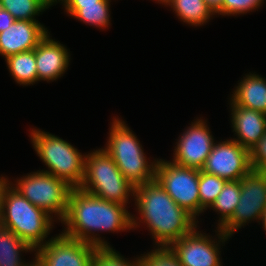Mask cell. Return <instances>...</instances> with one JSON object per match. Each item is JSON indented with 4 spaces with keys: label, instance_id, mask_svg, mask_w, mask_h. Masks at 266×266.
<instances>
[{
    "label": "cell",
    "instance_id": "cell-2",
    "mask_svg": "<svg viewBox=\"0 0 266 266\" xmlns=\"http://www.w3.org/2000/svg\"><path fill=\"white\" fill-rule=\"evenodd\" d=\"M139 219L150 229L158 246H170L197 227L196 219L181 208L157 182L135 187Z\"/></svg>",
    "mask_w": 266,
    "mask_h": 266
},
{
    "label": "cell",
    "instance_id": "cell-17",
    "mask_svg": "<svg viewBox=\"0 0 266 266\" xmlns=\"http://www.w3.org/2000/svg\"><path fill=\"white\" fill-rule=\"evenodd\" d=\"M243 78L230 102L266 114V80L254 73Z\"/></svg>",
    "mask_w": 266,
    "mask_h": 266
},
{
    "label": "cell",
    "instance_id": "cell-6",
    "mask_svg": "<svg viewBox=\"0 0 266 266\" xmlns=\"http://www.w3.org/2000/svg\"><path fill=\"white\" fill-rule=\"evenodd\" d=\"M32 145L49 170H42L79 188L85 175V156L67 141L55 135L32 129Z\"/></svg>",
    "mask_w": 266,
    "mask_h": 266
},
{
    "label": "cell",
    "instance_id": "cell-23",
    "mask_svg": "<svg viewBox=\"0 0 266 266\" xmlns=\"http://www.w3.org/2000/svg\"><path fill=\"white\" fill-rule=\"evenodd\" d=\"M50 6L45 0H0V7L7 10L15 20L38 21L34 16Z\"/></svg>",
    "mask_w": 266,
    "mask_h": 266
},
{
    "label": "cell",
    "instance_id": "cell-32",
    "mask_svg": "<svg viewBox=\"0 0 266 266\" xmlns=\"http://www.w3.org/2000/svg\"><path fill=\"white\" fill-rule=\"evenodd\" d=\"M8 179L4 178L3 176L0 177V221H1V215H2V197L4 193L5 187L9 184Z\"/></svg>",
    "mask_w": 266,
    "mask_h": 266
},
{
    "label": "cell",
    "instance_id": "cell-22",
    "mask_svg": "<svg viewBox=\"0 0 266 266\" xmlns=\"http://www.w3.org/2000/svg\"><path fill=\"white\" fill-rule=\"evenodd\" d=\"M109 3L110 0H100L98 5L65 6V10L70 16L83 21L85 24L104 29L110 24Z\"/></svg>",
    "mask_w": 266,
    "mask_h": 266
},
{
    "label": "cell",
    "instance_id": "cell-5",
    "mask_svg": "<svg viewBox=\"0 0 266 266\" xmlns=\"http://www.w3.org/2000/svg\"><path fill=\"white\" fill-rule=\"evenodd\" d=\"M79 188L122 205H127L129 196L135 193V187L123 176L113 158L101 148L85 156V175Z\"/></svg>",
    "mask_w": 266,
    "mask_h": 266
},
{
    "label": "cell",
    "instance_id": "cell-35",
    "mask_svg": "<svg viewBox=\"0 0 266 266\" xmlns=\"http://www.w3.org/2000/svg\"><path fill=\"white\" fill-rule=\"evenodd\" d=\"M45 1L52 6L55 2L57 3L58 1L60 2L62 0H58V1L57 0H45Z\"/></svg>",
    "mask_w": 266,
    "mask_h": 266
},
{
    "label": "cell",
    "instance_id": "cell-29",
    "mask_svg": "<svg viewBox=\"0 0 266 266\" xmlns=\"http://www.w3.org/2000/svg\"><path fill=\"white\" fill-rule=\"evenodd\" d=\"M14 17L4 8L0 7V33L11 26Z\"/></svg>",
    "mask_w": 266,
    "mask_h": 266
},
{
    "label": "cell",
    "instance_id": "cell-12",
    "mask_svg": "<svg viewBox=\"0 0 266 266\" xmlns=\"http://www.w3.org/2000/svg\"><path fill=\"white\" fill-rule=\"evenodd\" d=\"M196 228L170 245L177 254L180 264L182 266H222L219 244L227 241L230 236L225 235L218 228L217 235L220 240L217 243L211 240L210 236L199 233Z\"/></svg>",
    "mask_w": 266,
    "mask_h": 266
},
{
    "label": "cell",
    "instance_id": "cell-24",
    "mask_svg": "<svg viewBox=\"0 0 266 266\" xmlns=\"http://www.w3.org/2000/svg\"><path fill=\"white\" fill-rule=\"evenodd\" d=\"M226 182L227 180L223 178L199 170L198 192L200 197V213L211 207Z\"/></svg>",
    "mask_w": 266,
    "mask_h": 266
},
{
    "label": "cell",
    "instance_id": "cell-8",
    "mask_svg": "<svg viewBox=\"0 0 266 266\" xmlns=\"http://www.w3.org/2000/svg\"><path fill=\"white\" fill-rule=\"evenodd\" d=\"M155 179L167 194L195 219L200 214L199 169L159 159Z\"/></svg>",
    "mask_w": 266,
    "mask_h": 266
},
{
    "label": "cell",
    "instance_id": "cell-34",
    "mask_svg": "<svg viewBox=\"0 0 266 266\" xmlns=\"http://www.w3.org/2000/svg\"><path fill=\"white\" fill-rule=\"evenodd\" d=\"M27 266H44V265L42 264V262L37 257H35V260L28 263Z\"/></svg>",
    "mask_w": 266,
    "mask_h": 266
},
{
    "label": "cell",
    "instance_id": "cell-3",
    "mask_svg": "<svg viewBox=\"0 0 266 266\" xmlns=\"http://www.w3.org/2000/svg\"><path fill=\"white\" fill-rule=\"evenodd\" d=\"M52 219L44 210L23 197L11 184L5 187L0 224L13 231L34 251L46 243L44 240L53 228Z\"/></svg>",
    "mask_w": 266,
    "mask_h": 266
},
{
    "label": "cell",
    "instance_id": "cell-9",
    "mask_svg": "<svg viewBox=\"0 0 266 266\" xmlns=\"http://www.w3.org/2000/svg\"><path fill=\"white\" fill-rule=\"evenodd\" d=\"M240 180L239 203L233 216L220 228L225 235L230 237L248 221L260 220V216L266 208V172L252 169Z\"/></svg>",
    "mask_w": 266,
    "mask_h": 266
},
{
    "label": "cell",
    "instance_id": "cell-26",
    "mask_svg": "<svg viewBox=\"0 0 266 266\" xmlns=\"http://www.w3.org/2000/svg\"><path fill=\"white\" fill-rule=\"evenodd\" d=\"M92 266H140L139 257L135 261H127L111 246L97 247Z\"/></svg>",
    "mask_w": 266,
    "mask_h": 266
},
{
    "label": "cell",
    "instance_id": "cell-27",
    "mask_svg": "<svg viewBox=\"0 0 266 266\" xmlns=\"http://www.w3.org/2000/svg\"><path fill=\"white\" fill-rule=\"evenodd\" d=\"M264 0H223L219 15H239L261 7Z\"/></svg>",
    "mask_w": 266,
    "mask_h": 266
},
{
    "label": "cell",
    "instance_id": "cell-4",
    "mask_svg": "<svg viewBox=\"0 0 266 266\" xmlns=\"http://www.w3.org/2000/svg\"><path fill=\"white\" fill-rule=\"evenodd\" d=\"M104 150L113 158L123 176L134 186L155 180L158 160L148 164L137 137L119 118H113Z\"/></svg>",
    "mask_w": 266,
    "mask_h": 266
},
{
    "label": "cell",
    "instance_id": "cell-31",
    "mask_svg": "<svg viewBox=\"0 0 266 266\" xmlns=\"http://www.w3.org/2000/svg\"><path fill=\"white\" fill-rule=\"evenodd\" d=\"M204 2L211 9V11L215 14L221 9L223 0H204Z\"/></svg>",
    "mask_w": 266,
    "mask_h": 266
},
{
    "label": "cell",
    "instance_id": "cell-16",
    "mask_svg": "<svg viewBox=\"0 0 266 266\" xmlns=\"http://www.w3.org/2000/svg\"><path fill=\"white\" fill-rule=\"evenodd\" d=\"M230 104L232 108V127L237 135V139L234 138L233 140L250 150L265 134L266 114L236 106L233 103Z\"/></svg>",
    "mask_w": 266,
    "mask_h": 266
},
{
    "label": "cell",
    "instance_id": "cell-28",
    "mask_svg": "<svg viewBox=\"0 0 266 266\" xmlns=\"http://www.w3.org/2000/svg\"><path fill=\"white\" fill-rule=\"evenodd\" d=\"M250 162L253 170L266 172V131L259 142L250 149Z\"/></svg>",
    "mask_w": 266,
    "mask_h": 266
},
{
    "label": "cell",
    "instance_id": "cell-18",
    "mask_svg": "<svg viewBox=\"0 0 266 266\" xmlns=\"http://www.w3.org/2000/svg\"><path fill=\"white\" fill-rule=\"evenodd\" d=\"M13 231L0 224V266H27L20 258L21 251H33Z\"/></svg>",
    "mask_w": 266,
    "mask_h": 266
},
{
    "label": "cell",
    "instance_id": "cell-25",
    "mask_svg": "<svg viewBox=\"0 0 266 266\" xmlns=\"http://www.w3.org/2000/svg\"><path fill=\"white\" fill-rule=\"evenodd\" d=\"M140 266H182L170 246H158L152 252L139 257Z\"/></svg>",
    "mask_w": 266,
    "mask_h": 266
},
{
    "label": "cell",
    "instance_id": "cell-14",
    "mask_svg": "<svg viewBox=\"0 0 266 266\" xmlns=\"http://www.w3.org/2000/svg\"><path fill=\"white\" fill-rule=\"evenodd\" d=\"M49 33L38 21L15 20L0 33V55L5 58L31 51Z\"/></svg>",
    "mask_w": 266,
    "mask_h": 266
},
{
    "label": "cell",
    "instance_id": "cell-10",
    "mask_svg": "<svg viewBox=\"0 0 266 266\" xmlns=\"http://www.w3.org/2000/svg\"><path fill=\"white\" fill-rule=\"evenodd\" d=\"M201 170L227 181L240 180L252 170L250 150L233 139L214 143Z\"/></svg>",
    "mask_w": 266,
    "mask_h": 266
},
{
    "label": "cell",
    "instance_id": "cell-1",
    "mask_svg": "<svg viewBox=\"0 0 266 266\" xmlns=\"http://www.w3.org/2000/svg\"><path fill=\"white\" fill-rule=\"evenodd\" d=\"M125 207L126 205L93 196L80 188H72L68 198L67 214L61 222L67 226L63 234L96 247H110L109 243L94 233L117 232L139 227L137 225L140 222H137Z\"/></svg>",
    "mask_w": 266,
    "mask_h": 266
},
{
    "label": "cell",
    "instance_id": "cell-13",
    "mask_svg": "<svg viewBox=\"0 0 266 266\" xmlns=\"http://www.w3.org/2000/svg\"><path fill=\"white\" fill-rule=\"evenodd\" d=\"M179 136L175 147L173 163L201 170L214 144L209 127L202 119H197Z\"/></svg>",
    "mask_w": 266,
    "mask_h": 266
},
{
    "label": "cell",
    "instance_id": "cell-19",
    "mask_svg": "<svg viewBox=\"0 0 266 266\" xmlns=\"http://www.w3.org/2000/svg\"><path fill=\"white\" fill-rule=\"evenodd\" d=\"M5 60L10 74L20 85H30L38 81L35 49L11 55Z\"/></svg>",
    "mask_w": 266,
    "mask_h": 266
},
{
    "label": "cell",
    "instance_id": "cell-21",
    "mask_svg": "<svg viewBox=\"0 0 266 266\" xmlns=\"http://www.w3.org/2000/svg\"><path fill=\"white\" fill-rule=\"evenodd\" d=\"M241 194V180L227 181L217 196L215 202L211 205V209L219 212V224L217 228H221L232 216L237 207Z\"/></svg>",
    "mask_w": 266,
    "mask_h": 266
},
{
    "label": "cell",
    "instance_id": "cell-33",
    "mask_svg": "<svg viewBox=\"0 0 266 266\" xmlns=\"http://www.w3.org/2000/svg\"><path fill=\"white\" fill-rule=\"evenodd\" d=\"M260 221H262V226L264 228V230L266 231V208L264 209V211L262 212L261 216H260Z\"/></svg>",
    "mask_w": 266,
    "mask_h": 266
},
{
    "label": "cell",
    "instance_id": "cell-20",
    "mask_svg": "<svg viewBox=\"0 0 266 266\" xmlns=\"http://www.w3.org/2000/svg\"><path fill=\"white\" fill-rule=\"evenodd\" d=\"M165 5L171 6L181 21L191 26L204 25L214 15L204 0H168Z\"/></svg>",
    "mask_w": 266,
    "mask_h": 266
},
{
    "label": "cell",
    "instance_id": "cell-7",
    "mask_svg": "<svg viewBox=\"0 0 266 266\" xmlns=\"http://www.w3.org/2000/svg\"><path fill=\"white\" fill-rule=\"evenodd\" d=\"M13 187L33 205L50 216L54 213L62 222L68 210V198L72 189L64 180L47 172L37 171L17 180Z\"/></svg>",
    "mask_w": 266,
    "mask_h": 266
},
{
    "label": "cell",
    "instance_id": "cell-15",
    "mask_svg": "<svg viewBox=\"0 0 266 266\" xmlns=\"http://www.w3.org/2000/svg\"><path fill=\"white\" fill-rule=\"evenodd\" d=\"M69 57L65 46L50 39L47 33L35 48L38 81L46 80L48 82L61 77L68 68Z\"/></svg>",
    "mask_w": 266,
    "mask_h": 266
},
{
    "label": "cell",
    "instance_id": "cell-11",
    "mask_svg": "<svg viewBox=\"0 0 266 266\" xmlns=\"http://www.w3.org/2000/svg\"><path fill=\"white\" fill-rule=\"evenodd\" d=\"M96 246L59 234L36 249L44 266H92Z\"/></svg>",
    "mask_w": 266,
    "mask_h": 266
},
{
    "label": "cell",
    "instance_id": "cell-30",
    "mask_svg": "<svg viewBox=\"0 0 266 266\" xmlns=\"http://www.w3.org/2000/svg\"><path fill=\"white\" fill-rule=\"evenodd\" d=\"M100 0H62L64 6H90L98 5Z\"/></svg>",
    "mask_w": 266,
    "mask_h": 266
},
{
    "label": "cell",
    "instance_id": "cell-36",
    "mask_svg": "<svg viewBox=\"0 0 266 266\" xmlns=\"http://www.w3.org/2000/svg\"><path fill=\"white\" fill-rule=\"evenodd\" d=\"M167 1L168 0H161L159 3H162V4L164 3L165 4Z\"/></svg>",
    "mask_w": 266,
    "mask_h": 266
}]
</instances>
